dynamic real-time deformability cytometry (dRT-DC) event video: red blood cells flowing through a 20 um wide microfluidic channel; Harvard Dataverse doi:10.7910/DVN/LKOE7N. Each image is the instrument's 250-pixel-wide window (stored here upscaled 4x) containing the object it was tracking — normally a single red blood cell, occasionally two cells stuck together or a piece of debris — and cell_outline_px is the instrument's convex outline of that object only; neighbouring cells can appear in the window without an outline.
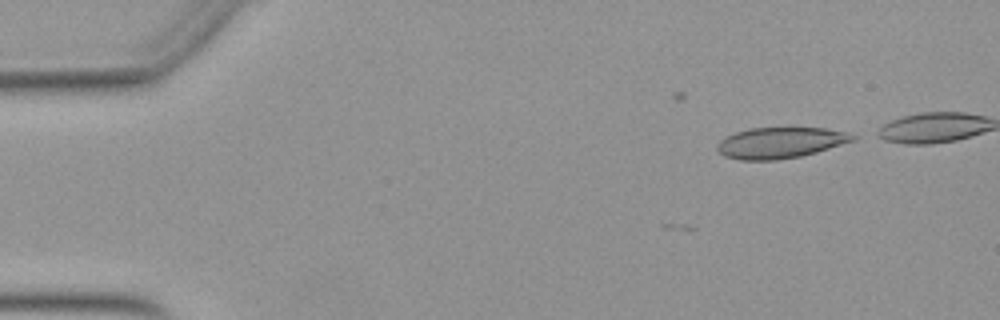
{"species": "Egyptian fruit bat (a non-hibernating species)", "species_latin": "Rousettus aegyptiacus", "temperature_condition": "warm", "stored_images_in_passage": 3, "camera_frame_rate_fps": 3000, "um_per_image_px": 0.085, "animal": {"sex": "female"}, "frame": {"image": 1, "passage_image": 1, "time_ms": 0.0, "image_size_px": [1000, 320], "cell_outline_px": [[860, 136], [856, 140], [816, 152], [800, 156], [776, 160], [740, 160], [724, 156], [716, 148], [716, 144], [720, 140], [736, 132], [748, 128], [824, 128], [848, 132]], "centroid_in_image_um": [66.36, 12.13], "position_along_channel_um": 18.6, "area_um2": 24.51}}